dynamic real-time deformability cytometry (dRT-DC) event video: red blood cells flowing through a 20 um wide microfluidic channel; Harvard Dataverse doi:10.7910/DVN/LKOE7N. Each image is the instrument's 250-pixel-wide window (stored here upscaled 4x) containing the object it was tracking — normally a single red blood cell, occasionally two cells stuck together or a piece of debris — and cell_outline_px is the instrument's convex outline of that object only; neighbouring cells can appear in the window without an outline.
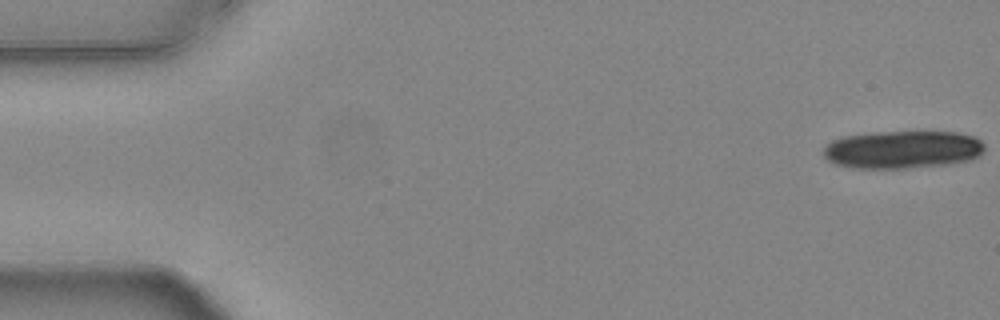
{"species": "common noctule bat (a hibernating species)", "species_latin": "Nyctalus noctula", "temperature_condition": "warm", "stored_images_in_passage": 16, "camera_frame_rate_fps": 3000, "um_per_image_px": 0.085, "animal": {"sex": "female", "body_mass_g": 24.6, "forearm_length_mm": 56.2}, "frame": {"image": 1, "passage_image": 1, "time_ms": 0.0, "image_size_px": [1000, 320], "cell_outline_px": [[984, 148], [980, 156], [972, 160], [948, 164], [908, 168], [852, 168], [836, 164], [828, 160], [824, 156], [824, 148], [832, 140], [844, 136], [876, 132], [956, 132], [972, 136], [980, 140], [984, 144]], "centroid_in_image_um": [76.73, 12.72], "position_along_channel_um": 8.3, "area_um2": 35.55}}